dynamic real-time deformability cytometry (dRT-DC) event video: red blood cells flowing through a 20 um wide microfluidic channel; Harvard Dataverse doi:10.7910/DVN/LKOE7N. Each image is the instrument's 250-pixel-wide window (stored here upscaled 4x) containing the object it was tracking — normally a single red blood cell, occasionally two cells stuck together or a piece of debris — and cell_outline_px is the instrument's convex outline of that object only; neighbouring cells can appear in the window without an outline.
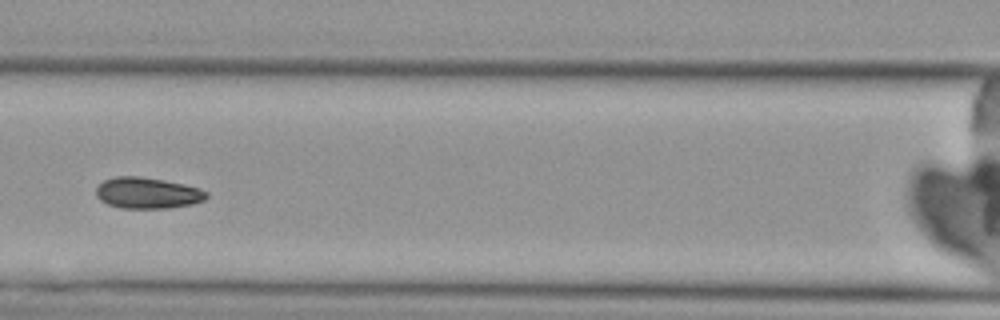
{"species": "Egyptian fruit bat (a non-hibernating species)", "species_latin": "Rousettus aegyptiacus", "temperature_condition": "cold", "stored_images_in_passage": 4, "camera_frame_rate_fps": 3000, "um_per_image_px": 0.085, "animal": {"sex": "female"}, "frame": {"image": 1, "passage_image": 4, "time_ms": 3.333, "image_size_px": [1000, 320], "cell_outline_px": [[208, 196], [204, 200], [192, 204], [168, 208], [120, 208], [108, 204], [100, 200], [96, 196], [96, 188], [104, 180], [116, 176], [140, 176], [164, 180], [184, 184], [200, 188], [208, 192]], "centroid_in_image_um": [12.54, 16.4], "position_along_channel_um": 154.1, "area_um2": 20.11}}